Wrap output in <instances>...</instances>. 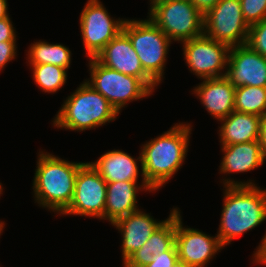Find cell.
Instances as JSON below:
<instances>
[{
	"label": "cell",
	"instance_id": "cell-1",
	"mask_svg": "<svg viewBox=\"0 0 266 267\" xmlns=\"http://www.w3.org/2000/svg\"><path fill=\"white\" fill-rule=\"evenodd\" d=\"M222 181L224 202L216 235L225 247L266 220V190L252 180L238 182L226 178Z\"/></svg>",
	"mask_w": 266,
	"mask_h": 267
},
{
	"label": "cell",
	"instance_id": "cell-2",
	"mask_svg": "<svg viewBox=\"0 0 266 267\" xmlns=\"http://www.w3.org/2000/svg\"><path fill=\"white\" fill-rule=\"evenodd\" d=\"M191 127L189 123H176L142 145V184H148L156 192L181 169L188 152Z\"/></svg>",
	"mask_w": 266,
	"mask_h": 267
},
{
	"label": "cell",
	"instance_id": "cell-3",
	"mask_svg": "<svg viewBox=\"0 0 266 267\" xmlns=\"http://www.w3.org/2000/svg\"><path fill=\"white\" fill-rule=\"evenodd\" d=\"M36 162L32 184L35 203L61 215L70 205L76 175L85 163L70 162L43 151H39Z\"/></svg>",
	"mask_w": 266,
	"mask_h": 267
},
{
	"label": "cell",
	"instance_id": "cell-4",
	"mask_svg": "<svg viewBox=\"0 0 266 267\" xmlns=\"http://www.w3.org/2000/svg\"><path fill=\"white\" fill-rule=\"evenodd\" d=\"M118 115L108 100L84 81L66 98L52 122L58 129L83 132L112 122Z\"/></svg>",
	"mask_w": 266,
	"mask_h": 267
},
{
	"label": "cell",
	"instance_id": "cell-5",
	"mask_svg": "<svg viewBox=\"0 0 266 267\" xmlns=\"http://www.w3.org/2000/svg\"><path fill=\"white\" fill-rule=\"evenodd\" d=\"M140 59L144 71L160 84L164 75L171 41L149 18L126 19L122 30Z\"/></svg>",
	"mask_w": 266,
	"mask_h": 267
},
{
	"label": "cell",
	"instance_id": "cell-6",
	"mask_svg": "<svg viewBox=\"0 0 266 267\" xmlns=\"http://www.w3.org/2000/svg\"><path fill=\"white\" fill-rule=\"evenodd\" d=\"M147 16L172 41L180 43L204 34V15L190 0H164Z\"/></svg>",
	"mask_w": 266,
	"mask_h": 267
},
{
	"label": "cell",
	"instance_id": "cell-7",
	"mask_svg": "<svg viewBox=\"0 0 266 267\" xmlns=\"http://www.w3.org/2000/svg\"><path fill=\"white\" fill-rule=\"evenodd\" d=\"M88 63L91 76L84 81L101 93L118 113L129 102L142 100L153 93L140 78L108 68L96 58H90Z\"/></svg>",
	"mask_w": 266,
	"mask_h": 267
},
{
	"label": "cell",
	"instance_id": "cell-8",
	"mask_svg": "<svg viewBox=\"0 0 266 267\" xmlns=\"http://www.w3.org/2000/svg\"><path fill=\"white\" fill-rule=\"evenodd\" d=\"M79 21L84 49L90 59L95 58L123 30L126 19L115 20L100 0H88Z\"/></svg>",
	"mask_w": 266,
	"mask_h": 267
},
{
	"label": "cell",
	"instance_id": "cell-9",
	"mask_svg": "<svg viewBox=\"0 0 266 267\" xmlns=\"http://www.w3.org/2000/svg\"><path fill=\"white\" fill-rule=\"evenodd\" d=\"M249 28L240 0H220L204 14V34L230 47L246 44Z\"/></svg>",
	"mask_w": 266,
	"mask_h": 267
},
{
	"label": "cell",
	"instance_id": "cell-10",
	"mask_svg": "<svg viewBox=\"0 0 266 267\" xmlns=\"http://www.w3.org/2000/svg\"><path fill=\"white\" fill-rule=\"evenodd\" d=\"M107 182L86 162L76 175L73 198L62 215L89 216L105 220Z\"/></svg>",
	"mask_w": 266,
	"mask_h": 267
},
{
	"label": "cell",
	"instance_id": "cell-11",
	"mask_svg": "<svg viewBox=\"0 0 266 267\" xmlns=\"http://www.w3.org/2000/svg\"><path fill=\"white\" fill-rule=\"evenodd\" d=\"M183 54L189 71L203 79L226 75L230 46L205 34L182 42ZM223 71V72H222Z\"/></svg>",
	"mask_w": 266,
	"mask_h": 267
},
{
	"label": "cell",
	"instance_id": "cell-12",
	"mask_svg": "<svg viewBox=\"0 0 266 267\" xmlns=\"http://www.w3.org/2000/svg\"><path fill=\"white\" fill-rule=\"evenodd\" d=\"M181 217L178 208L176 209L175 246L179 260L190 267H206L224 246L217 235L210 236L198 229L185 228Z\"/></svg>",
	"mask_w": 266,
	"mask_h": 267
},
{
	"label": "cell",
	"instance_id": "cell-13",
	"mask_svg": "<svg viewBox=\"0 0 266 267\" xmlns=\"http://www.w3.org/2000/svg\"><path fill=\"white\" fill-rule=\"evenodd\" d=\"M225 77L236 88L266 87V57L255 52L247 44L231 46Z\"/></svg>",
	"mask_w": 266,
	"mask_h": 267
},
{
	"label": "cell",
	"instance_id": "cell-14",
	"mask_svg": "<svg viewBox=\"0 0 266 267\" xmlns=\"http://www.w3.org/2000/svg\"><path fill=\"white\" fill-rule=\"evenodd\" d=\"M102 65L140 78L153 92L158 84L144 71L129 37L121 31L95 57Z\"/></svg>",
	"mask_w": 266,
	"mask_h": 267
},
{
	"label": "cell",
	"instance_id": "cell-15",
	"mask_svg": "<svg viewBox=\"0 0 266 267\" xmlns=\"http://www.w3.org/2000/svg\"><path fill=\"white\" fill-rule=\"evenodd\" d=\"M164 221H156L150 214L139 209L114 222L112 225L118 229L123 237L122 263L140 249Z\"/></svg>",
	"mask_w": 266,
	"mask_h": 267
},
{
	"label": "cell",
	"instance_id": "cell-16",
	"mask_svg": "<svg viewBox=\"0 0 266 267\" xmlns=\"http://www.w3.org/2000/svg\"><path fill=\"white\" fill-rule=\"evenodd\" d=\"M236 87L224 76L203 79L193 89V93L201 101L207 112L216 120L231 114L234 109Z\"/></svg>",
	"mask_w": 266,
	"mask_h": 267
},
{
	"label": "cell",
	"instance_id": "cell-17",
	"mask_svg": "<svg viewBox=\"0 0 266 267\" xmlns=\"http://www.w3.org/2000/svg\"><path fill=\"white\" fill-rule=\"evenodd\" d=\"M176 208L171 209L170 215L150 236L147 242L123 262V267H145L153 256L167 250H177L175 246Z\"/></svg>",
	"mask_w": 266,
	"mask_h": 267
},
{
	"label": "cell",
	"instance_id": "cell-18",
	"mask_svg": "<svg viewBox=\"0 0 266 267\" xmlns=\"http://www.w3.org/2000/svg\"><path fill=\"white\" fill-rule=\"evenodd\" d=\"M140 185V186H139ZM137 184L132 181H118L107 183V196L105 203V220L111 224L121 217L139 210L137 194L144 190L153 192L148 184Z\"/></svg>",
	"mask_w": 266,
	"mask_h": 267
},
{
	"label": "cell",
	"instance_id": "cell-19",
	"mask_svg": "<svg viewBox=\"0 0 266 267\" xmlns=\"http://www.w3.org/2000/svg\"><path fill=\"white\" fill-rule=\"evenodd\" d=\"M138 158L122 150H112L101 155L91 166L107 182L132 181L137 182L139 173L138 162L142 163L141 153Z\"/></svg>",
	"mask_w": 266,
	"mask_h": 267
},
{
	"label": "cell",
	"instance_id": "cell-20",
	"mask_svg": "<svg viewBox=\"0 0 266 267\" xmlns=\"http://www.w3.org/2000/svg\"><path fill=\"white\" fill-rule=\"evenodd\" d=\"M224 153L220 164V174L243 173L257 169L264 164L259 141L233 145H221Z\"/></svg>",
	"mask_w": 266,
	"mask_h": 267
},
{
	"label": "cell",
	"instance_id": "cell-21",
	"mask_svg": "<svg viewBox=\"0 0 266 267\" xmlns=\"http://www.w3.org/2000/svg\"><path fill=\"white\" fill-rule=\"evenodd\" d=\"M261 116L233 111L219 120L221 145H233L258 140Z\"/></svg>",
	"mask_w": 266,
	"mask_h": 267
},
{
	"label": "cell",
	"instance_id": "cell-22",
	"mask_svg": "<svg viewBox=\"0 0 266 267\" xmlns=\"http://www.w3.org/2000/svg\"><path fill=\"white\" fill-rule=\"evenodd\" d=\"M28 50V62L30 65L52 64L69 69L71 63V51L63 44H51L45 41H37L30 44Z\"/></svg>",
	"mask_w": 266,
	"mask_h": 267
},
{
	"label": "cell",
	"instance_id": "cell-23",
	"mask_svg": "<svg viewBox=\"0 0 266 267\" xmlns=\"http://www.w3.org/2000/svg\"><path fill=\"white\" fill-rule=\"evenodd\" d=\"M234 109L257 116L266 114V87L240 86L235 90Z\"/></svg>",
	"mask_w": 266,
	"mask_h": 267
},
{
	"label": "cell",
	"instance_id": "cell-24",
	"mask_svg": "<svg viewBox=\"0 0 266 267\" xmlns=\"http://www.w3.org/2000/svg\"><path fill=\"white\" fill-rule=\"evenodd\" d=\"M33 80L44 93H56L67 80L65 68L52 64L30 65Z\"/></svg>",
	"mask_w": 266,
	"mask_h": 267
},
{
	"label": "cell",
	"instance_id": "cell-25",
	"mask_svg": "<svg viewBox=\"0 0 266 267\" xmlns=\"http://www.w3.org/2000/svg\"><path fill=\"white\" fill-rule=\"evenodd\" d=\"M242 14L246 23L251 26L266 18V0H240Z\"/></svg>",
	"mask_w": 266,
	"mask_h": 267
},
{
	"label": "cell",
	"instance_id": "cell-26",
	"mask_svg": "<svg viewBox=\"0 0 266 267\" xmlns=\"http://www.w3.org/2000/svg\"><path fill=\"white\" fill-rule=\"evenodd\" d=\"M246 44L266 57V18L250 26Z\"/></svg>",
	"mask_w": 266,
	"mask_h": 267
},
{
	"label": "cell",
	"instance_id": "cell-27",
	"mask_svg": "<svg viewBox=\"0 0 266 267\" xmlns=\"http://www.w3.org/2000/svg\"><path fill=\"white\" fill-rule=\"evenodd\" d=\"M178 259L177 250H167L162 254L153 256L152 261L145 267H171Z\"/></svg>",
	"mask_w": 266,
	"mask_h": 267
},
{
	"label": "cell",
	"instance_id": "cell-28",
	"mask_svg": "<svg viewBox=\"0 0 266 267\" xmlns=\"http://www.w3.org/2000/svg\"><path fill=\"white\" fill-rule=\"evenodd\" d=\"M16 41L0 42V71L17 56Z\"/></svg>",
	"mask_w": 266,
	"mask_h": 267
},
{
	"label": "cell",
	"instance_id": "cell-29",
	"mask_svg": "<svg viewBox=\"0 0 266 267\" xmlns=\"http://www.w3.org/2000/svg\"><path fill=\"white\" fill-rule=\"evenodd\" d=\"M16 30L13 27L11 18L8 16L7 18L0 20V42L4 41H16Z\"/></svg>",
	"mask_w": 266,
	"mask_h": 267
},
{
	"label": "cell",
	"instance_id": "cell-30",
	"mask_svg": "<svg viewBox=\"0 0 266 267\" xmlns=\"http://www.w3.org/2000/svg\"><path fill=\"white\" fill-rule=\"evenodd\" d=\"M254 258L252 259L254 263L266 265V233L262 237L261 243L258 245L256 251L253 254Z\"/></svg>",
	"mask_w": 266,
	"mask_h": 267
},
{
	"label": "cell",
	"instance_id": "cell-31",
	"mask_svg": "<svg viewBox=\"0 0 266 267\" xmlns=\"http://www.w3.org/2000/svg\"><path fill=\"white\" fill-rule=\"evenodd\" d=\"M258 141L261 147L262 156L266 160V114L263 115L260 120Z\"/></svg>",
	"mask_w": 266,
	"mask_h": 267
},
{
	"label": "cell",
	"instance_id": "cell-32",
	"mask_svg": "<svg viewBox=\"0 0 266 267\" xmlns=\"http://www.w3.org/2000/svg\"><path fill=\"white\" fill-rule=\"evenodd\" d=\"M192 4L204 15L212 9L220 0H190Z\"/></svg>",
	"mask_w": 266,
	"mask_h": 267
},
{
	"label": "cell",
	"instance_id": "cell-33",
	"mask_svg": "<svg viewBox=\"0 0 266 267\" xmlns=\"http://www.w3.org/2000/svg\"><path fill=\"white\" fill-rule=\"evenodd\" d=\"M8 14V4L7 0H0V20L7 18Z\"/></svg>",
	"mask_w": 266,
	"mask_h": 267
},
{
	"label": "cell",
	"instance_id": "cell-34",
	"mask_svg": "<svg viewBox=\"0 0 266 267\" xmlns=\"http://www.w3.org/2000/svg\"><path fill=\"white\" fill-rule=\"evenodd\" d=\"M171 267H190V266L187 265L184 261L178 259L177 262L173 264Z\"/></svg>",
	"mask_w": 266,
	"mask_h": 267
},
{
	"label": "cell",
	"instance_id": "cell-35",
	"mask_svg": "<svg viewBox=\"0 0 266 267\" xmlns=\"http://www.w3.org/2000/svg\"><path fill=\"white\" fill-rule=\"evenodd\" d=\"M4 223H5L4 221H1V220H0V235L2 234L3 229H4V227H5V224H4Z\"/></svg>",
	"mask_w": 266,
	"mask_h": 267
},
{
	"label": "cell",
	"instance_id": "cell-36",
	"mask_svg": "<svg viewBox=\"0 0 266 267\" xmlns=\"http://www.w3.org/2000/svg\"><path fill=\"white\" fill-rule=\"evenodd\" d=\"M161 1H164V0H150V7H152L153 5H155L156 3L158 2H161Z\"/></svg>",
	"mask_w": 266,
	"mask_h": 267
},
{
	"label": "cell",
	"instance_id": "cell-37",
	"mask_svg": "<svg viewBox=\"0 0 266 267\" xmlns=\"http://www.w3.org/2000/svg\"><path fill=\"white\" fill-rule=\"evenodd\" d=\"M2 191H3V187H2V184L0 183V196L1 194H3Z\"/></svg>",
	"mask_w": 266,
	"mask_h": 267
}]
</instances>
